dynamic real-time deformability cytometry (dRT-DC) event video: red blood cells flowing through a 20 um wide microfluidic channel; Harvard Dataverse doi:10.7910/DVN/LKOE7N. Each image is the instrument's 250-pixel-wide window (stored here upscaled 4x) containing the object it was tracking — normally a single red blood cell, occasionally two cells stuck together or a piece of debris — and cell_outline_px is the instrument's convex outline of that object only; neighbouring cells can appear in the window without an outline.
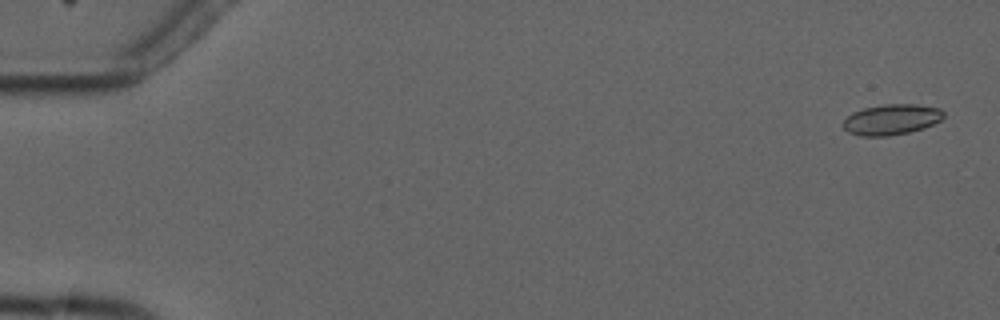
{"species": "common noctule bat (a hibernating species)", "species_latin": "Nyctalus noctula", "temperature_condition": "cold", "stored_images_in_passage": 6, "camera_frame_rate_fps": 3000, "um_per_image_px": 0.085, "animal": {"sex": "male", "forearm_length_mm": 52.5}, "frame": {"image": 1, "passage_image": 1, "time_ms": 0.0, "image_size_px": [1000, 320], "cell_outline_px": [[944, 116], [940, 120], [924, 128], [908, 132], [888, 136], [860, 136], [848, 132], [840, 124], [852, 112], [864, 108], [884, 104], [916, 104], [940, 108], [944, 112]], "centroid_in_image_um": [75.75, 10.15], "position_along_channel_um": 9.2, "area_um2": 17.98}}